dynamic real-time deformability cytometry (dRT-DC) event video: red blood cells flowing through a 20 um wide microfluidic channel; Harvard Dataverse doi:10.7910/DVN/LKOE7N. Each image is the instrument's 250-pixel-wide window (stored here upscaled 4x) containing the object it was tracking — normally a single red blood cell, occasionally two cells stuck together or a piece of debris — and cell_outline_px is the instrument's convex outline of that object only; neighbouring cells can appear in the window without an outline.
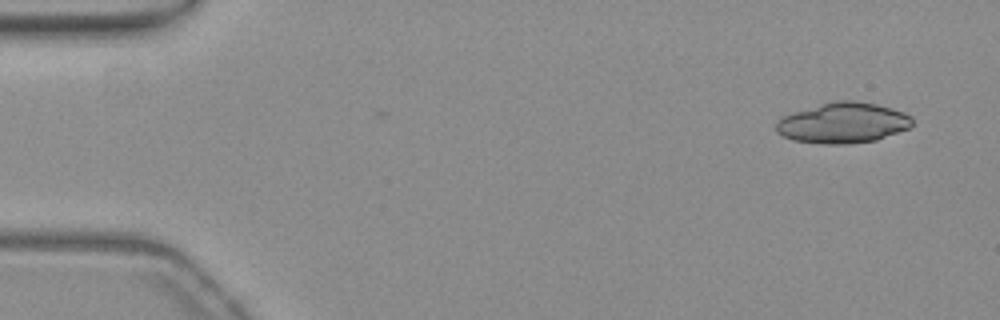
{"species": "common noctule bat (a hibernating species)", "species_latin": "Nyctalus noctula", "temperature_condition": "warm", "stored_images_in_passage": 3, "camera_frame_rate_fps": 3000, "um_per_image_px": 0.085, "animal": {"sex": "female", "body_mass_g": 19.3, "forearm_length_mm": 54.1}, "frame": {"image": 1, "passage_image": 3, "time_ms": 0.667, "image_size_px": [1000, 320], "cell_outline_px": [[912, 124], [908, 128], [876, 140], [848, 144], [824, 144], [792, 140], [776, 132], [776, 124], [784, 116], [820, 104], [836, 100], [852, 100], [876, 104], [892, 108], [904, 112], [912, 116]], "centroid_in_image_um": [71.67, 10.45], "position_along_channel_um": 13.3, "area_um2": 31.91}}